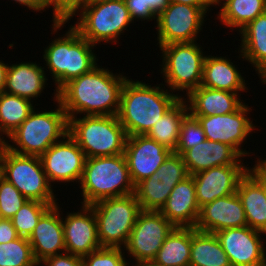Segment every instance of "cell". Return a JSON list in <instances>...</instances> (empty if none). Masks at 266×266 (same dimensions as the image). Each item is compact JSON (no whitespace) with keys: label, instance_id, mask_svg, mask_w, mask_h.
<instances>
[{"label":"cell","instance_id":"1","mask_svg":"<svg viewBox=\"0 0 266 266\" xmlns=\"http://www.w3.org/2000/svg\"><path fill=\"white\" fill-rule=\"evenodd\" d=\"M127 78L96 66L89 73L64 84L57 91V100L67 118L78 113H86V116L118 115L121 89Z\"/></svg>","mask_w":266,"mask_h":266},{"label":"cell","instance_id":"2","mask_svg":"<svg viewBox=\"0 0 266 266\" xmlns=\"http://www.w3.org/2000/svg\"><path fill=\"white\" fill-rule=\"evenodd\" d=\"M160 86L126 79L120 94L118 118L127 136L147 135L156 122L181 96Z\"/></svg>","mask_w":266,"mask_h":266},{"label":"cell","instance_id":"3","mask_svg":"<svg viewBox=\"0 0 266 266\" xmlns=\"http://www.w3.org/2000/svg\"><path fill=\"white\" fill-rule=\"evenodd\" d=\"M82 205L105 198L133 194V184L124 154L86 158L81 181Z\"/></svg>","mask_w":266,"mask_h":266},{"label":"cell","instance_id":"4","mask_svg":"<svg viewBox=\"0 0 266 266\" xmlns=\"http://www.w3.org/2000/svg\"><path fill=\"white\" fill-rule=\"evenodd\" d=\"M54 99L59 104L56 110L40 111L33 110L22 124L14 130L4 146L19 155L41 156L51 145L59 141L68 133V118L60 102L57 100V92Z\"/></svg>","mask_w":266,"mask_h":266},{"label":"cell","instance_id":"5","mask_svg":"<svg viewBox=\"0 0 266 266\" xmlns=\"http://www.w3.org/2000/svg\"><path fill=\"white\" fill-rule=\"evenodd\" d=\"M92 47L96 46L83 38L72 25L64 37L56 38L47 46L43 59L57 84L56 92L68 81L98 66Z\"/></svg>","mask_w":266,"mask_h":266},{"label":"cell","instance_id":"6","mask_svg":"<svg viewBox=\"0 0 266 266\" xmlns=\"http://www.w3.org/2000/svg\"><path fill=\"white\" fill-rule=\"evenodd\" d=\"M68 134L86 158L124 154L127 135L117 115L70 117Z\"/></svg>","mask_w":266,"mask_h":266},{"label":"cell","instance_id":"7","mask_svg":"<svg viewBox=\"0 0 266 266\" xmlns=\"http://www.w3.org/2000/svg\"><path fill=\"white\" fill-rule=\"evenodd\" d=\"M96 216L102 247H124L141 211L135 194L105 198L89 205Z\"/></svg>","mask_w":266,"mask_h":266},{"label":"cell","instance_id":"8","mask_svg":"<svg viewBox=\"0 0 266 266\" xmlns=\"http://www.w3.org/2000/svg\"><path fill=\"white\" fill-rule=\"evenodd\" d=\"M74 27L91 44L116 42L132 23L125 0H91ZM114 40V41H113Z\"/></svg>","mask_w":266,"mask_h":266},{"label":"cell","instance_id":"9","mask_svg":"<svg viewBox=\"0 0 266 266\" xmlns=\"http://www.w3.org/2000/svg\"><path fill=\"white\" fill-rule=\"evenodd\" d=\"M0 166L2 177L28 200L58 204L39 156L19 155L2 145Z\"/></svg>","mask_w":266,"mask_h":266},{"label":"cell","instance_id":"10","mask_svg":"<svg viewBox=\"0 0 266 266\" xmlns=\"http://www.w3.org/2000/svg\"><path fill=\"white\" fill-rule=\"evenodd\" d=\"M160 48L163 54L161 73L170 91L186 90L188 95L201 85L205 56L196 41L172 43Z\"/></svg>","mask_w":266,"mask_h":266},{"label":"cell","instance_id":"11","mask_svg":"<svg viewBox=\"0 0 266 266\" xmlns=\"http://www.w3.org/2000/svg\"><path fill=\"white\" fill-rule=\"evenodd\" d=\"M174 226L160 211L141 210L124 246L137 264H150Z\"/></svg>","mask_w":266,"mask_h":266},{"label":"cell","instance_id":"12","mask_svg":"<svg viewBox=\"0 0 266 266\" xmlns=\"http://www.w3.org/2000/svg\"><path fill=\"white\" fill-rule=\"evenodd\" d=\"M208 8L169 2L156 18L159 47L172 43L195 42Z\"/></svg>","mask_w":266,"mask_h":266},{"label":"cell","instance_id":"13","mask_svg":"<svg viewBox=\"0 0 266 266\" xmlns=\"http://www.w3.org/2000/svg\"><path fill=\"white\" fill-rule=\"evenodd\" d=\"M40 159L49 183L81 181L86 156L68 133L63 140L51 145Z\"/></svg>","mask_w":266,"mask_h":266},{"label":"cell","instance_id":"14","mask_svg":"<svg viewBox=\"0 0 266 266\" xmlns=\"http://www.w3.org/2000/svg\"><path fill=\"white\" fill-rule=\"evenodd\" d=\"M250 110L244 103L237 111L228 114L193 117L201 124L206 139L227 144L241 156H247L249 152L243 151L240 147L253 129L255 130L253 121L246 115Z\"/></svg>","mask_w":266,"mask_h":266},{"label":"cell","instance_id":"15","mask_svg":"<svg viewBox=\"0 0 266 266\" xmlns=\"http://www.w3.org/2000/svg\"><path fill=\"white\" fill-rule=\"evenodd\" d=\"M261 233L265 234L245 226L226 228L215 235L232 266H266V251Z\"/></svg>","mask_w":266,"mask_h":266},{"label":"cell","instance_id":"16","mask_svg":"<svg viewBox=\"0 0 266 266\" xmlns=\"http://www.w3.org/2000/svg\"><path fill=\"white\" fill-rule=\"evenodd\" d=\"M172 151L147 135L127 136L124 156L134 185L156 173Z\"/></svg>","mask_w":266,"mask_h":266},{"label":"cell","instance_id":"17","mask_svg":"<svg viewBox=\"0 0 266 266\" xmlns=\"http://www.w3.org/2000/svg\"><path fill=\"white\" fill-rule=\"evenodd\" d=\"M249 168L245 165L217 166L192 175L199 207L236 193L240 179Z\"/></svg>","mask_w":266,"mask_h":266},{"label":"cell","instance_id":"18","mask_svg":"<svg viewBox=\"0 0 266 266\" xmlns=\"http://www.w3.org/2000/svg\"><path fill=\"white\" fill-rule=\"evenodd\" d=\"M81 207L80 212L67 214L62 222L66 252L84 257L102 246L97 236V222L93 209L89 205Z\"/></svg>","mask_w":266,"mask_h":266},{"label":"cell","instance_id":"19","mask_svg":"<svg viewBox=\"0 0 266 266\" xmlns=\"http://www.w3.org/2000/svg\"><path fill=\"white\" fill-rule=\"evenodd\" d=\"M245 226V211L239 196L234 193L202 206L195 229L215 234L226 228Z\"/></svg>","mask_w":266,"mask_h":266},{"label":"cell","instance_id":"20","mask_svg":"<svg viewBox=\"0 0 266 266\" xmlns=\"http://www.w3.org/2000/svg\"><path fill=\"white\" fill-rule=\"evenodd\" d=\"M59 206H51L39 219L28 238L35 260L40 265L45 258L65 251L63 222Z\"/></svg>","mask_w":266,"mask_h":266},{"label":"cell","instance_id":"21","mask_svg":"<svg viewBox=\"0 0 266 266\" xmlns=\"http://www.w3.org/2000/svg\"><path fill=\"white\" fill-rule=\"evenodd\" d=\"M160 212L174 227L195 228L200 207L196 200L192 175L177 183Z\"/></svg>","mask_w":266,"mask_h":266},{"label":"cell","instance_id":"22","mask_svg":"<svg viewBox=\"0 0 266 266\" xmlns=\"http://www.w3.org/2000/svg\"><path fill=\"white\" fill-rule=\"evenodd\" d=\"M181 156L189 175L217 166L242 165L240 158H244L233 147L208 139L186 150Z\"/></svg>","mask_w":266,"mask_h":266},{"label":"cell","instance_id":"23","mask_svg":"<svg viewBox=\"0 0 266 266\" xmlns=\"http://www.w3.org/2000/svg\"><path fill=\"white\" fill-rule=\"evenodd\" d=\"M238 93L199 86L192 90L187 99L192 116L224 115L237 111L244 103ZM189 100V101H188Z\"/></svg>","mask_w":266,"mask_h":266},{"label":"cell","instance_id":"24","mask_svg":"<svg viewBox=\"0 0 266 266\" xmlns=\"http://www.w3.org/2000/svg\"><path fill=\"white\" fill-rule=\"evenodd\" d=\"M236 193L244 208L247 226L266 235L265 184L248 170L240 179Z\"/></svg>","mask_w":266,"mask_h":266},{"label":"cell","instance_id":"25","mask_svg":"<svg viewBox=\"0 0 266 266\" xmlns=\"http://www.w3.org/2000/svg\"><path fill=\"white\" fill-rule=\"evenodd\" d=\"M44 67L36 63H19L8 66L3 92L31 101L41 95L46 85Z\"/></svg>","mask_w":266,"mask_h":266},{"label":"cell","instance_id":"26","mask_svg":"<svg viewBox=\"0 0 266 266\" xmlns=\"http://www.w3.org/2000/svg\"><path fill=\"white\" fill-rule=\"evenodd\" d=\"M245 85L244 77L230 59L205 55L201 86L238 93L248 90Z\"/></svg>","mask_w":266,"mask_h":266},{"label":"cell","instance_id":"27","mask_svg":"<svg viewBox=\"0 0 266 266\" xmlns=\"http://www.w3.org/2000/svg\"><path fill=\"white\" fill-rule=\"evenodd\" d=\"M241 58L249 61L263 81L266 78V12L257 16L240 31Z\"/></svg>","mask_w":266,"mask_h":266},{"label":"cell","instance_id":"28","mask_svg":"<svg viewBox=\"0 0 266 266\" xmlns=\"http://www.w3.org/2000/svg\"><path fill=\"white\" fill-rule=\"evenodd\" d=\"M191 228L174 227L168 234L150 266H189Z\"/></svg>","mask_w":266,"mask_h":266},{"label":"cell","instance_id":"29","mask_svg":"<svg viewBox=\"0 0 266 266\" xmlns=\"http://www.w3.org/2000/svg\"><path fill=\"white\" fill-rule=\"evenodd\" d=\"M189 266H232L215 234L191 228Z\"/></svg>","mask_w":266,"mask_h":266},{"label":"cell","instance_id":"30","mask_svg":"<svg viewBox=\"0 0 266 266\" xmlns=\"http://www.w3.org/2000/svg\"><path fill=\"white\" fill-rule=\"evenodd\" d=\"M180 98L163 116L154 124L147 136L166 148L175 152L178 144L182 120L188 114V104Z\"/></svg>","mask_w":266,"mask_h":266},{"label":"cell","instance_id":"31","mask_svg":"<svg viewBox=\"0 0 266 266\" xmlns=\"http://www.w3.org/2000/svg\"><path fill=\"white\" fill-rule=\"evenodd\" d=\"M220 3L217 18L227 27L239 28L238 31L266 12V0H220L216 5Z\"/></svg>","mask_w":266,"mask_h":266},{"label":"cell","instance_id":"32","mask_svg":"<svg viewBox=\"0 0 266 266\" xmlns=\"http://www.w3.org/2000/svg\"><path fill=\"white\" fill-rule=\"evenodd\" d=\"M34 109L30 100L1 92L0 133L8 137L22 124Z\"/></svg>","mask_w":266,"mask_h":266},{"label":"cell","instance_id":"33","mask_svg":"<svg viewBox=\"0 0 266 266\" xmlns=\"http://www.w3.org/2000/svg\"><path fill=\"white\" fill-rule=\"evenodd\" d=\"M176 185H165L159 180L157 172L135 185L134 194L141 210L160 211Z\"/></svg>","mask_w":266,"mask_h":266},{"label":"cell","instance_id":"34","mask_svg":"<svg viewBox=\"0 0 266 266\" xmlns=\"http://www.w3.org/2000/svg\"><path fill=\"white\" fill-rule=\"evenodd\" d=\"M28 238L0 243V266H38Z\"/></svg>","mask_w":266,"mask_h":266},{"label":"cell","instance_id":"35","mask_svg":"<svg viewBox=\"0 0 266 266\" xmlns=\"http://www.w3.org/2000/svg\"><path fill=\"white\" fill-rule=\"evenodd\" d=\"M57 204H46L37 200H28L11 218L19 237L29 238L41 216Z\"/></svg>","mask_w":266,"mask_h":266},{"label":"cell","instance_id":"36","mask_svg":"<svg viewBox=\"0 0 266 266\" xmlns=\"http://www.w3.org/2000/svg\"><path fill=\"white\" fill-rule=\"evenodd\" d=\"M204 130L197 120L188 113L182 120L178 144L175 153L182 155L186 150L194 147L200 142L205 141Z\"/></svg>","mask_w":266,"mask_h":266},{"label":"cell","instance_id":"37","mask_svg":"<svg viewBox=\"0 0 266 266\" xmlns=\"http://www.w3.org/2000/svg\"><path fill=\"white\" fill-rule=\"evenodd\" d=\"M91 0H44L45 8L52 6L54 32L64 26L78 11H82ZM81 9V10H79Z\"/></svg>","mask_w":266,"mask_h":266},{"label":"cell","instance_id":"38","mask_svg":"<svg viewBox=\"0 0 266 266\" xmlns=\"http://www.w3.org/2000/svg\"><path fill=\"white\" fill-rule=\"evenodd\" d=\"M156 172L165 185H177L190 176L182 156L175 152L167 157Z\"/></svg>","mask_w":266,"mask_h":266},{"label":"cell","instance_id":"39","mask_svg":"<svg viewBox=\"0 0 266 266\" xmlns=\"http://www.w3.org/2000/svg\"><path fill=\"white\" fill-rule=\"evenodd\" d=\"M28 199L5 178H0V211L2 217L11 219Z\"/></svg>","mask_w":266,"mask_h":266},{"label":"cell","instance_id":"40","mask_svg":"<svg viewBox=\"0 0 266 266\" xmlns=\"http://www.w3.org/2000/svg\"><path fill=\"white\" fill-rule=\"evenodd\" d=\"M121 247H101L82 257V266H129Z\"/></svg>","mask_w":266,"mask_h":266},{"label":"cell","instance_id":"41","mask_svg":"<svg viewBox=\"0 0 266 266\" xmlns=\"http://www.w3.org/2000/svg\"><path fill=\"white\" fill-rule=\"evenodd\" d=\"M125 2L133 21L137 18L152 21L169 4V0H125Z\"/></svg>","mask_w":266,"mask_h":266},{"label":"cell","instance_id":"42","mask_svg":"<svg viewBox=\"0 0 266 266\" xmlns=\"http://www.w3.org/2000/svg\"><path fill=\"white\" fill-rule=\"evenodd\" d=\"M40 263L45 266H82V257L65 252L49 256Z\"/></svg>","mask_w":266,"mask_h":266},{"label":"cell","instance_id":"43","mask_svg":"<svg viewBox=\"0 0 266 266\" xmlns=\"http://www.w3.org/2000/svg\"><path fill=\"white\" fill-rule=\"evenodd\" d=\"M19 236L13 226L11 219L3 218L0 221V243H7L17 239Z\"/></svg>","mask_w":266,"mask_h":266},{"label":"cell","instance_id":"44","mask_svg":"<svg viewBox=\"0 0 266 266\" xmlns=\"http://www.w3.org/2000/svg\"><path fill=\"white\" fill-rule=\"evenodd\" d=\"M257 161L258 162L249 170L266 184V159H258Z\"/></svg>","mask_w":266,"mask_h":266},{"label":"cell","instance_id":"45","mask_svg":"<svg viewBox=\"0 0 266 266\" xmlns=\"http://www.w3.org/2000/svg\"><path fill=\"white\" fill-rule=\"evenodd\" d=\"M14 1L24 6H27L29 10L32 9L34 11H41V10L44 11L46 9L44 0H14Z\"/></svg>","mask_w":266,"mask_h":266},{"label":"cell","instance_id":"46","mask_svg":"<svg viewBox=\"0 0 266 266\" xmlns=\"http://www.w3.org/2000/svg\"><path fill=\"white\" fill-rule=\"evenodd\" d=\"M169 2L182 3L196 7H210V5L214 6L211 0H169Z\"/></svg>","mask_w":266,"mask_h":266},{"label":"cell","instance_id":"47","mask_svg":"<svg viewBox=\"0 0 266 266\" xmlns=\"http://www.w3.org/2000/svg\"><path fill=\"white\" fill-rule=\"evenodd\" d=\"M7 70H8V64L5 65V63H3L0 60V93L3 92L5 87Z\"/></svg>","mask_w":266,"mask_h":266},{"label":"cell","instance_id":"48","mask_svg":"<svg viewBox=\"0 0 266 266\" xmlns=\"http://www.w3.org/2000/svg\"><path fill=\"white\" fill-rule=\"evenodd\" d=\"M2 135H0V143L2 144V145H4V142H5V139H3L4 137H1Z\"/></svg>","mask_w":266,"mask_h":266},{"label":"cell","instance_id":"49","mask_svg":"<svg viewBox=\"0 0 266 266\" xmlns=\"http://www.w3.org/2000/svg\"><path fill=\"white\" fill-rule=\"evenodd\" d=\"M220 0H211V2L213 3V4H215V6H216V4L219 2Z\"/></svg>","mask_w":266,"mask_h":266},{"label":"cell","instance_id":"50","mask_svg":"<svg viewBox=\"0 0 266 266\" xmlns=\"http://www.w3.org/2000/svg\"><path fill=\"white\" fill-rule=\"evenodd\" d=\"M3 219V217H2V214H1V211H0V221Z\"/></svg>","mask_w":266,"mask_h":266},{"label":"cell","instance_id":"51","mask_svg":"<svg viewBox=\"0 0 266 266\" xmlns=\"http://www.w3.org/2000/svg\"><path fill=\"white\" fill-rule=\"evenodd\" d=\"M1 176H2V171H1V166H0V178H1Z\"/></svg>","mask_w":266,"mask_h":266}]
</instances>
